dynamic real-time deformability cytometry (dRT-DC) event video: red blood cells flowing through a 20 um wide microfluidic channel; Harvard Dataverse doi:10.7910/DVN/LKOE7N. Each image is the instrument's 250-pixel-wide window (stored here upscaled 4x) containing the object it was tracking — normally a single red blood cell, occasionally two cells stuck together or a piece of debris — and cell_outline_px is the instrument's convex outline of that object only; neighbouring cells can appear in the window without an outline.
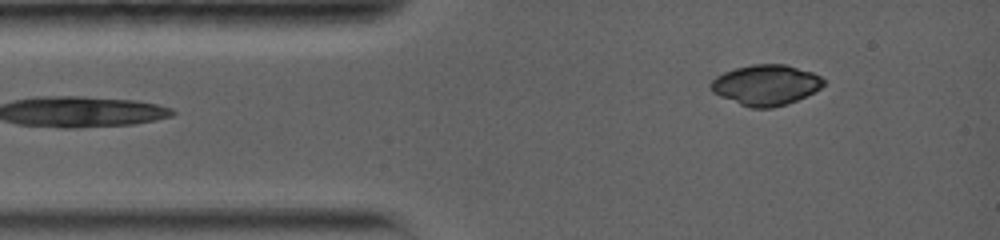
{"species": "common noctule bat (a hibernating species)", "species_latin": "Nyctalus noctula", "temperature_condition": "warm", "stored_images_in_passage": 28, "camera_frame_rate_fps": 5000, "um_per_image_px": 0.085, "animal": {"sex": "female", "body_mass_g": 19.0, "forearm_length_mm": 56.7}, "frame": {"image": 1, "passage_image": 2, "time_ms": 0.4, "image_size_px": [1000, 240], "cell_outline_px": [[824, 84], [820, 88], [796, 100], [772, 108], [752, 108], [740, 104], [720, 96], [712, 92], [708, 84], [716, 76], [724, 72], [736, 68], [752, 64], [784, 64], [812, 72], [820, 76], [824, 80]], "centroid_in_image_um": [65.06, 7.21], "position_along_channel_um": 19.9, "area_um2": 26.36}}
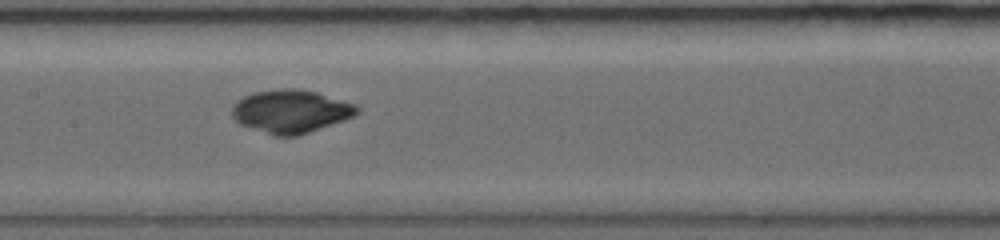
{"frame": {"image": 2, "passage_image": 15, "time_ms": 5.6, "image_size_px": [1000, 240], "cell_outline_px": [[360, 112], [344, 120], [296, 136], [272, 136], [240, 124], [232, 116], [232, 104], [236, 100], [252, 92], [276, 88], [296, 88], [316, 92], [356, 104], [360, 108]], "centroid_in_image_um": [24.68, 9.45], "position_along_channel_um": 182.7, "area_um2": 31.62}}
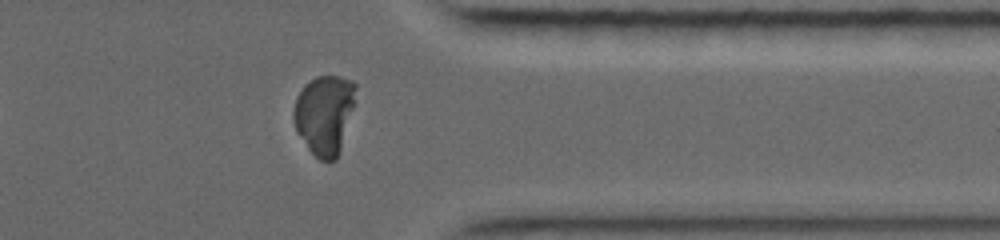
{"frame": {"image": 3, "passage_image": 25, "time_ms": 11.0, "image_size_px": [1000, 240], "cell_outline_px": [[356, 88], [352, 108], [340, 148], [336, 160], [320, 160], [308, 148], [296, 132], [292, 116], [292, 112], [296, 96], [304, 84], [316, 76], [340, 76], [352, 80], [356, 84]], "centroid_in_image_um": [27.53, 9.69], "position_along_channel_um": 383.9, "area_um2": 28.5}}